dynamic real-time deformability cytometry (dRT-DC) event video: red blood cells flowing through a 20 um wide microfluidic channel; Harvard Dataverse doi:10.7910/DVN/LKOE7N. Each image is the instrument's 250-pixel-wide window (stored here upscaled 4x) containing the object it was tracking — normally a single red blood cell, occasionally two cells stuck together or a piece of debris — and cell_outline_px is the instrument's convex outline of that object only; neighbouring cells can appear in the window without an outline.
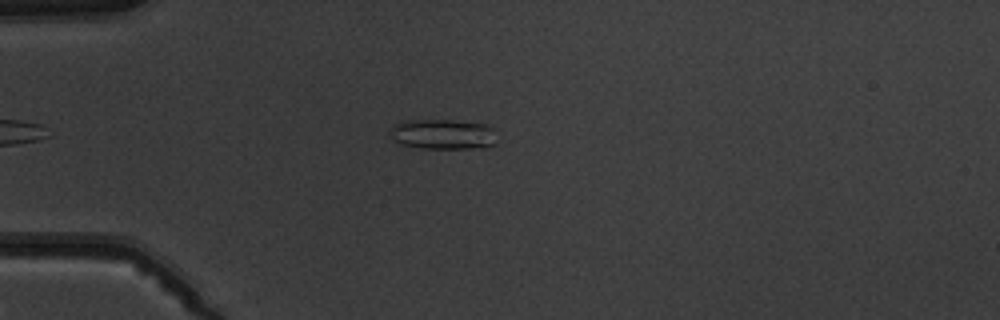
{"species": "common noctule bat (a hibernating species)", "species_latin": "Nyctalus noctula", "temperature_condition": "warm", "stored_images_in_passage": 5, "camera_frame_rate_fps": 3000, "um_per_image_px": 0.085, "animal": {"sex": "male", "body_mass_g": 19.5, "forearm_length_mm": 54.6}, "frame": {"image": 1, "passage_image": 5, "time_ms": 4.667, "image_size_px": [1000, 320], "cell_outline_px": [[496, 144], [468, 148], [420, 148], [400, 144], [392, 140], [392, 124], [408, 120], [452, 120], [488, 124], [492, 128]], "centroid_in_image_um": [37.62, 11.4], "position_along_channel_um": 47.4, "area_um2": 18.61}}